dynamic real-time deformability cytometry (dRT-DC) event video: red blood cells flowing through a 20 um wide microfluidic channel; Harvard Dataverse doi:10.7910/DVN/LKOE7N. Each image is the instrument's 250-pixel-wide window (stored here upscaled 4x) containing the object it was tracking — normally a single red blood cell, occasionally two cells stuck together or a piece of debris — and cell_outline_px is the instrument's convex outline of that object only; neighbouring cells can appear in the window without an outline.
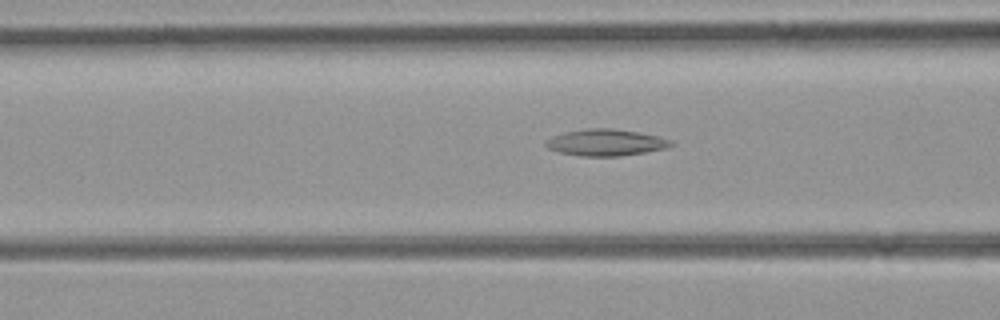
{"species": "common noctule bat (a hibernating species)", "species_latin": "Nyctalus noctula", "temperature_condition": "room temperature", "stored_images_in_passage": 9, "camera_frame_rate_fps": 3000, "um_per_image_px": 0.085, "animal": {"sex": "female", "body_mass_g": 21.9}, "frame": {"image": 1, "passage_image": 4, "time_ms": 1.0, "image_size_px": [1000, 320], "cell_outline_px": [[676, 144], [668, 148], [620, 156], [580, 156], [560, 152], [548, 148], [544, 144], [552, 136], [564, 132], [584, 128], [612, 128], [636, 132], [656, 136], [672, 140]], "centroid_in_image_um": [51.5, 12.11], "position_along_channel_um": 115.1, "area_um2": 19.36}}
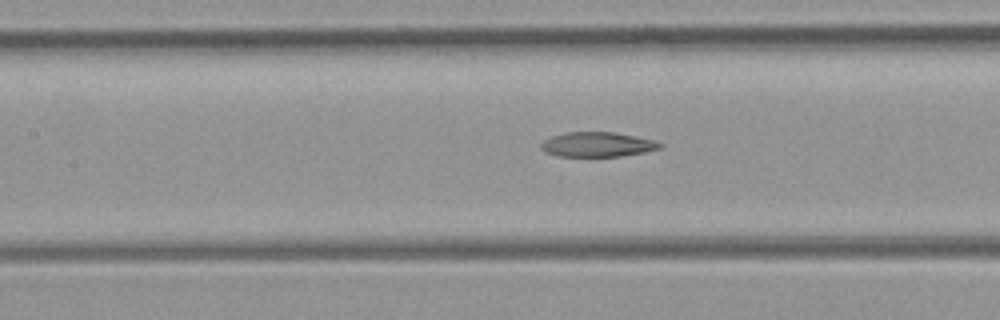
{"frame": {"image": 2, "passage_image": 7, "time_ms": 2.0, "image_size_px": [1000, 320], "cell_outline_px": [[664, 148], [644, 152], [620, 156], [556, 156], [544, 152], [540, 148], [540, 144], [544, 140], [552, 136], [564, 132], [612, 132], [652, 140], [664, 144]], "centroid_in_image_um": [50.75, 12.28], "position_along_channel_um": 156.7, "area_um2": 17.11}}